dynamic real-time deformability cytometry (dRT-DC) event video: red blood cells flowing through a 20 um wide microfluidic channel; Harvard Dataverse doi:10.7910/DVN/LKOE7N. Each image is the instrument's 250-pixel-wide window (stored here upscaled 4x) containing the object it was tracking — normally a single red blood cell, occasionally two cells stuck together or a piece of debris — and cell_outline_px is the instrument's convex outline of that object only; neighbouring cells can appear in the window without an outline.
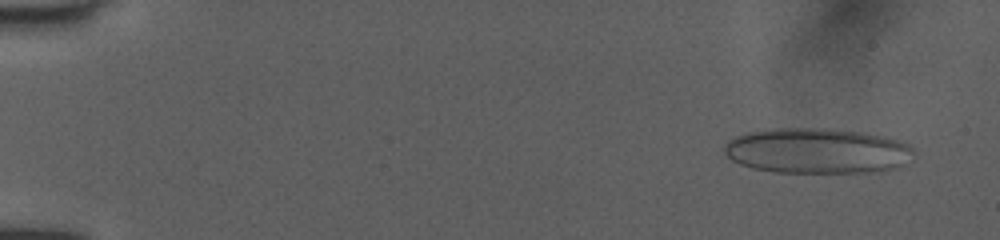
{"species": "human", "species_latin": "Homo sapiens", "temperature_condition": "room temperature", "stored_images_in_passage": 40, "camera_frame_rate_fps": 3000, "um_per_image_px": 0.085, "donor": {"sex": "female"}, "frame": {"image": 1, "passage_image": 3, "time_ms": 0.667, "image_size_px": [1000, 240], "cell_outline_px": [[912, 152], [900, 164], [892, 168], [872, 172], [776, 172], [752, 168], [740, 164], [732, 160], [724, 152], [724, 144], [728, 140], [736, 136], [748, 132], [780, 128], [832, 128], [864, 132], [888, 136], [900, 140], [908, 144], [912, 148]], "centroid_in_image_um": [69.41, 12.8], "position_along_channel_um": 15.6, "area_um2": 49.88}}
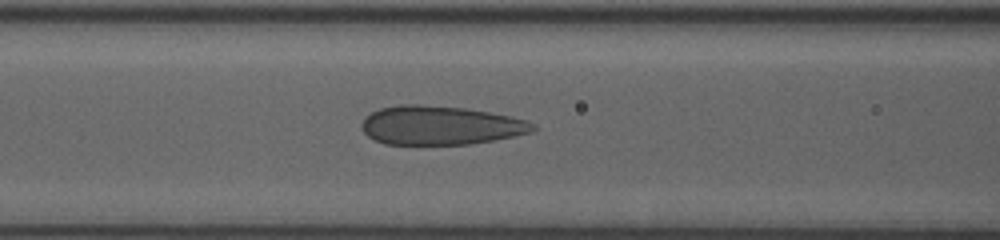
{"frame": {"image": 2, "passage_image": 22, "time_ms": 7.0, "image_size_px": [1000, 240], "cell_outline_px": [[536, 128], [532, 132], [492, 140], [468, 144], [384, 144], [368, 136], [364, 132], [364, 120], [372, 112], [380, 108], [400, 104], [420, 104], [464, 108], [512, 116], [536, 124]], "centroid_in_image_um": [37.45, 10.65], "position_along_channel_um": 129.1, "area_um2": 38.38}}
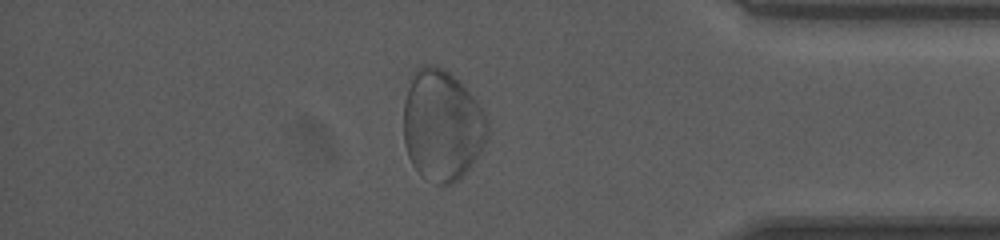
{"frame": {"image": 3, "passage_image": 36, "time_ms": 11.667, "image_size_px": [1000, 240], "cell_outline_px": [[488, 136], [480, 152], [468, 168], [452, 184], [436, 184], [424, 176], [412, 164], [408, 156], [404, 144], [404, 100], [412, 72], [420, 64], [436, 64], [452, 72], [460, 80], [476, 100], [484, 112], [488, 120]], "centroid_in_image_um": [37.57, 10.57], "position_along_channel_um": 397.6, "area_um2": 54.68}}